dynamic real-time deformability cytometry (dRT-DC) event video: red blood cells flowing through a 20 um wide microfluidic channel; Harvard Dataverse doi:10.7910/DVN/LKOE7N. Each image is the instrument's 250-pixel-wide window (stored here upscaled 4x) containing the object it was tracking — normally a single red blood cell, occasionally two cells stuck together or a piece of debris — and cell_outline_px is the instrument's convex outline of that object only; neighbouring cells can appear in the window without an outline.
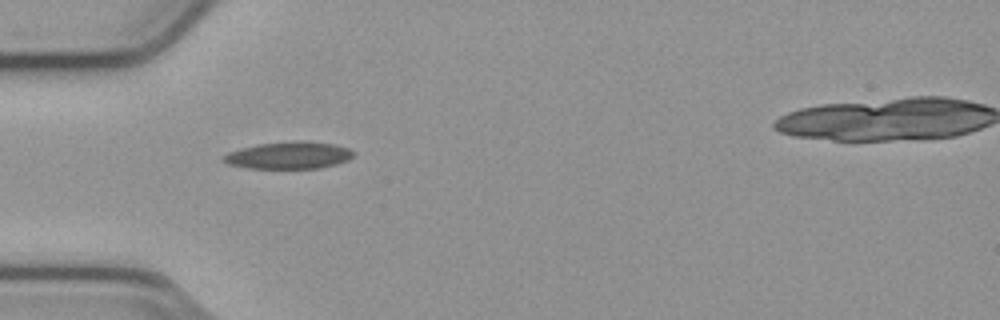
{"species": "common noctule bat (a hibernating species)", "species_latin": "Nyctalus noctula", "temperature_condition": "cold", "stored_images_in_passage": 31, "camera_frame_rate_fps": 3000, "um_per_image_px": 0.085, "animal": {"sex": "male", "body_mass_g": 23.1, "forearm_length_mm": 52.7}, "frame": {"image": 1, "passage_image": 1, "time_ms": 0.0, "image_size_px": [1000, 320], "cell_outline_px": [[356, 152], [348, 160], [336, 164], [320, 168], [248, 168], [228, 164], [220, 160], [228, 152], [240, 148], [256, 144], [296, 140], [304, 140], [332, 144], [348, 148]], "centroid_in_image_um": [24.53, 13.19], "position_along_channel_um": 60.5, "area_um2": 20.69}}
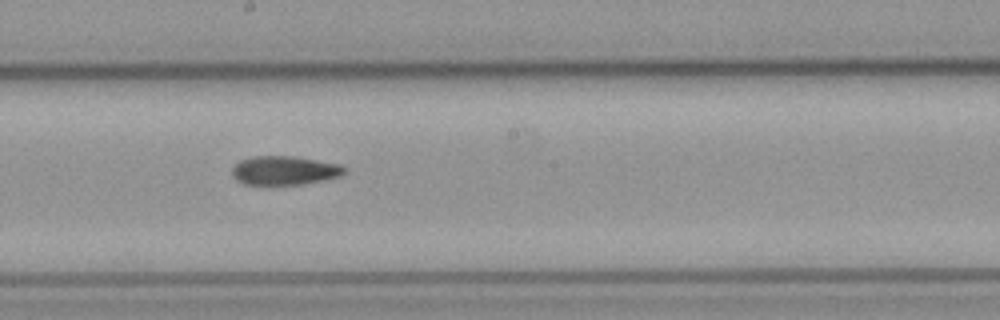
{"frame": {"image": 2, "passage_image": 14, "time_ms": 4.333, "image_size_px": [1000, 320], "cell_outline_px": [[348, 168], [340, 176], [324, 180], [304, 184], [244, 184], [236, 180], [232, 172], [232, 168], [240, 160], [252, 156], [292, 156], [340, 164]], "centroid_in_image_um": [24.19, 14.48], "position_along_channel_um": 224.0, "area_um2": 18.84}}
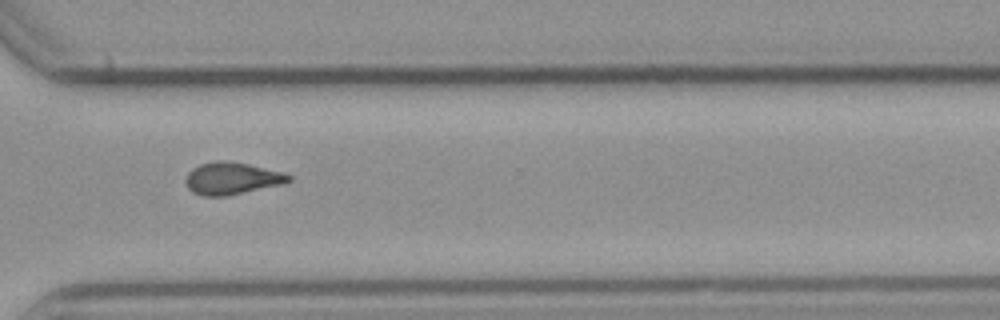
{"frame": {"image": 3, "passage_image": 24, "time_ms": 7.667, "image_size_px": [1000, 320], "cell_outline_px": [[292, 180], [284, 184], [228, 196], [204, 196], [192, 192], [188, 188], [184, 180], [188, 172], [192, 168], [200, 164], [220, 160], [224, 160], [248, 164], [284, 172], [292, 176]], "centroid_in_image_um": [19.72, 15.17], "position_along_channel_um": 350.9, "area_um2": 19.54}, "authors_computed_cell_mechanics": {"area_um2": 19.1318, "velocity_mm_per_s": 3.8223, "shape_relaxation_time_tau1_ms": null, "shape_relaxation_time_tau2_ms": 4.3697, "deformation_change_tau1": null, "deformation_change_tau2": 0.1243}}